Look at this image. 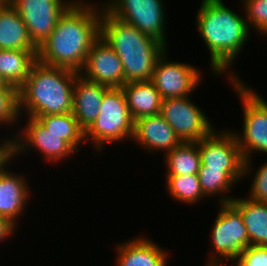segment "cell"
<instances>
[{
  "label": "cell",
  "mask_w": 267,
  "mask_h": 266,
  "mask_svg": "<svg viewBox=\"0 0 267 266\" xmlns=\"http://www.w3.org/2000/svg\"><path fill=\"white\" fill-rule=\"evenodd\" d=\"M75 1L59 17L53 32L38 48L37 60L80 73L90 48L101 37L100 10L103 8L98 10L90 3Z\"/></svg>",
  "instance_id": "6da1fadb"
},
{
  "label": "cell",
  "mask_w": 267,
  "mask_h": 266,
  "mask_svg": "<svg viewBox=\"0 0 267 266\" xmlns=\"http://www.w3.org/2000/svg\"><path fill=\"white\" fill-rule=\"evenodd\" d=\"M222 0H203L196 25L210 51L212 71L226 72L241 52L250 33L247 20L226 7Z\"/></svg>",
  "instance_id": "7a4b0ae2"
},
{
  "label": "cell",
  "mask_w": 267,
  "mask_h": 266,
  "mask_svg": "<svg viewBox=\"0 0 267 266\" xmlns=\"http://www.w3.org/2000/svg\"><path fill=\"white\" fill-rule=\"evenodd\" d=\"M101 38L122 62L124 84L150 81L158 58L166 46L131 24L112 16L103 6Z\"/></svg>",
  "instance_id": "3957f363"
},
{
  "label": "cell",
  "mask_w": 267,
  "mask_h": 266,
  "mask_svg": "<svg viewBox=\"0 0 267 266\" xmlns=\"http://www.w3.org/2000/svg\"><path fill=\"white\" fill-rule=\"evenodd\" d=\"M79 72L36 61L18 88L19 113L35 118L73 112V91Z\"/></svg>",
  "instance_id": "277c9868"
},
{
  "label": "cell",
  "mask_w": 267,
  "mask_h": 266,
  "mask_svg": "<svg viewBox=\"0 0 267 266\" xmlns=\"http://www.w3.org/2000/svg\"><path fill=\"white\" fill-rule=\"evenodd\" d=\"M96 120L84 131V138L92 140L97 150L106 142L133 138L134 124L126 96L121 87L109 88L101 103Z\"/></svg>",
  "instance_id": "5b68a950"
},
{
  "label": "cell",
  "mask_w": 267,
  "mask_h": 266,
  "mask_svg": "<svg viewBox=\"0 0 267 266\" xmlns=\"http://www.w3.org/2000/svg\"><path fill=\"white\" fill-rule=\"evenodd\" d=\"M230 79L244 106L243 135L234 134L245 160L244 176H246L251 171V151L267 154V102L260 95L250 90L247 85L245 86L244 82H240L235 74H232Z\"/></svg>",
  "instance_id": "8992f818"
},
{
  "label": "cell",
  "mask_w": 267,
  "mask_h": 266,
  "mask_svg": "<svg viewBox=\"0 0 267 266\" xmlns=\"http://www.w3.org/2000/svg\"><path fill=\"white\" fill-rule=\"evenodd\" d=\"M212 228L211 242L216 256L211 255L212 259L207 266H224L221 263L224 258L236 261L249 246V236L242 215L231 202L220 203V211Z\"/></svg>",
  "instance_id": "52a82bcc"
},
{
  "label": "cell",
  "mask_w": 267,
  "mask_h": 266,
  "mask_svg": "<svg viewBox=\"0 0 267 266\" xmlns=\"http://www.w3.org/2000/svg\"><path fill=\"white\" fill-rule=\"evenodd\" d=\"M103 6L112 16L167 45L165 10L161 0H110Z\"/></svg>",
  "instance_id": "ba28073f"
},
{
  "label": "cell",
  "mask_w": 267,
  "mask_h": 266,
  "mask_svg": "<svg viewBox=\"0 0 267 266\" xmlns=\"http://www.w3.org/2000/svg\"><path fill=\"white\" fill-rule=\"evenodd\" d=\"M160 114L182 142H198L214 131L208 117L188 96L162 100Z\"/></svg>",
  "instance_id": "9c48e42d"
},
{
  "label": "cell",
  "mask_w": 267,
  "mask_h": 266,
  "mask_svg": "<svg viewBox=\"0 0 267 266\" xmlns=\"http://www.w3.org/2000/svg\"><path fill=\"white\" fill-rule=\"evenodd\" d=\"M20 14L33 44L39 48L53 32L59 17L73 1L63 0H10Z\"/></svg>",
  "instance_id": "30bf717a"
},
{
  "label": "cell",
  "mask_w": 267,
  "mask_h": 266,
  "mask_svg": "<svg viewBox=\"0 0 267 266\" xmlns=\"http://www.w3.org/2000/svg\"><path fill=\"white\" fill-rule=\"evenodd\" d=\"M28 119L26 128L19 137L15 135L16 138L6 139L12 158L28 147L35 148L43 153L45 159L54 162L62 161L64 157L75 153L76 150L61 139L60 135L47 131L36 118L28 117Z\"/></svg>",
  "instance_id": "8fae6325"
},
{
  "label": "cell",
  "mask_w": 267,
  "mask_h": 266,
  "mask_svg": "<svg viewBox=\"0 0 267 266\" xmlns=\"http://www.w3.org/2000/svg\"><path fill=\"white\" fill-rule=\"evenodd\" d=\"M166 61L165 50L156 62L150 81L163 100L189 96L199 84L200 72L190 64Z\"/></svg>",
  "instance_id": "7c38bea8"
},
{
  "label": "cell",
  "mask_w": 267,
  "mask_h": 266,
  "mask_svg": "<svg viewBox=\"0 0 267 266\" xmlns=\"http://www.w3.org/2000/svg\"><path fill=\"white\" fill-rule=\"evenodd\" d=\"M230 132L221 134L214 130L197 142L201 158L200 169L244 171V157L235 134Z\"/></svg>",
  "instance_id": "4fadbf2b"
},
{
  "label": "cell",
  "mask_w": 267,
  "mask_h": 266,
  "mask_svg": "<svg viewBox=\"0 0 267 266\" xmlns=\"http://www.w3.org/2000/svg\"><path fill=\"white\" fill-rule=\"evenodd\" d=\"M82 70L80 75L87 80L110 88L124 85L122 62L115 51L101 37L90 48Z\"/></svg>",
  "instance_id": "5bb4252c"
},
{
  "label": "cell",
  "mask_w": 267,
  "mask_h": 266,
  "mask_svg": "<svg viewBox=\"0 0 267 266\" xmlns=\"http://www.w3.org/2000/svg\"><path fill=\"white\" fill-rule=\"evenodd\" d=\"M132 140L147 150L172 151L182 141L161 114L144 116L135 121Z\"/></svg>",
  "instance_id": "9a60e30c"
},
{
  "label": "cell",
  "mask_w": 267,
  "mask_h": 266,
  "mask_svg": "<svg viewBox=\"0 0 267 266\" xmlns=\"http://www.w3.org/2000/svg\"><path fill=\"white\" fill-rule=\"evenodd\" d=\"M110 87L77 75L73 91V115L85 131L100 113L105 92Z\"/></svg>",
  "instance_id": "2e32d148"
},
{
  "label": "cell",
  "mask_w": 267,
  "mask_h": 266,
  "mask_svg": "<svg viewBox=\"0 0 267 266\" xmlns=\"http://www.w3.org/2000/svg\"><path fill=\"white\" fill-rule=\"evenodd\" d=\"M8 161L0 167V216L8 218L16 225V219L22 214L29 199L28 184L25 179L5 170Z\"/></svg>",
  "instance_id": "e0dca14e"
},
{
  "label": "cell",
  "mask_w": 267,
  "mask_h": 266,
  "mask_svg": "<svg viewBox=\"0 0 267 266\" xmlns=\"http://www.w3.org/2000/svg\"><path fill=\"white\" fill-rule=\"evenodd\" d=\"M117 254V266H166L168 258L164 249L143 237L120 244Z\"/></svg>",
  "instance_id": "ac0fdd59"
},
{
  "label": "cell",
  "mask_w": 267,
  "mask_h": 266,
  "mask_svg": "<svg viewBox=\"0 0 267 266\" xmlns=\"http://www.w3.org/2000/svg\"><path fill=\"white\" fill-rule=\"evenodd\" d=\"M229 202L242 215L249 236V246H267V203L229 196L221 200V203Z\"/></svg>",
  "instance_id": "d6986e66"
},
{
  "label": "cell",
  "mask_w": 267,
  "mask_h": 266,
  "mask_svg": "<svg viewBox=\"0 0 267 266\" xmlns=\"http://www.w3.org/2000/svg\"><path fill=\"white\" fill-rule=\"evenodd\" d=\"M0 49L38 50L20 14L10 3H0Z\"/></svg>",
  "instance_id": "ffe728a7"
},
{
  "label": "cell",
  "mask_w": 267,
  "mask_h": 266,
  "mask_svg": "<svg viewBox=\"0 0 267 266\" xmlns=\"http://www.w3.org/2000/svg\"><path fill=\"white\" fill-rule=\"evenodd\" d=\"M121 88L134 121L160 114L163 99L151 81L129 82Z\"/></svg>",
  "instance_id": "44dd1931"
},
{
  "label": "cell",
  "mask_w": 267,
  "mask_h": 266,
  "mask_svg": "<svg viewBox=\"0 0 267 266\" xmlns=\"http://www.w3.org/2000/svg\"><path fill=\"white\" fill-rule=\"evenodd\" d=\"M38 50L0 49V76L19 88L28 78L33 64L37 61Z\"/></svg>",
  "instance_id": "7402d4cb"
},
{
  "label": "cell",
  "mask_w": 267,
  "mask_h": 266,
  "mask_svg": "<svg viewBox=\"0 0 267 266\" xmlns=\"http://www.w3.org/2000/svg\"><path fill=\"white\" fill-rule=\"evenodd\" d=\"M166 154V175L198 174L201 166L200 152L197 142H182Z\"/></svg>",
  "instance_id": "603a6c76"
},
{
  "label": "cell",
  "mask_w": 267,
  "mask_h": 266,
  "mask_svg": "<svg viewBox=\"0 0 267 266\" xmlns=\"http://www.w3.org/2000/svg\"><path fill=\"white\" fill-rule=\"evenodd\" d=\"M44 128L61 139L67 141L76 151L79 150V144L85 140L84 130L79 126L73 113L53 114L35 117Z\"/></svg>",
  "instance_id": "cb8c5ba5"
},
{
  "label": "cell",
  "mask_w": 267,
  "mask_h": 266,
  "mask_svg": "<svg viewBox=\"0 0 267 266\" xmlns=\"http://www.w3.org/2000/svg\"><path fill=\"white\" fill-rule=\"evenodd\" d=\"M244 171H221V169H199L198 177L204 196L227 193L232 184L241 180ZM226 191V192H225Z\"/></svg>",
  "instance_id": "d4e9b609"
},
{
  "label": "cell",
  "mask_w": 267,
  "mask_h": 266,
  "mask_svg": "<svg viewBox=\"0 0 267 266\" xmlns=\"http://www.w3.org/2000/svg\"><path fill=\"white\" fill-rule=\"evenodd\" d=\"M167 191L176 201L187 204L199 202L205 198L198 174L193 175H166Z\"/></svg>",
  "instance_id": "484cf974"
},
{
  "label": "cell",
  "mask_w": 267,
  "mask_h": 266,
  "mask_svg": "<svg viewBox=\"0 0 267 266\" xmlns=\"http://www.w3.org/2000/svg\"><path fill=\"white\" fill-rule=\"evenodd\" d=\"M19 116L18 88L14 85L0 86V124L16 123Z\"/></svg>",
  "instance_id": "4316f807"
},
{
  "label": "cell",
  "mask_w": 267,
  "mask_h": 266,
  "mask_svg": "<svg viewBox=\"0 0 267 266\" xmlns=\"http://www.w3.org/2000/svg\"><path fill=\"white\" fill-rule=\"evenodd\" d=\"M243 3L245 8L244 12H246V20L249 28L253 26L260 34L266 36L267 0H244Z\"/></svg>",
  "instance_id": "83f0119b"
},
{
  "label": "cell",
  "mask_w": 267,
  "mask_h": 266,
  "mask_svg": "<svg viewBox=\"0 0 267 266\" xmlns=\"http://www.w3.org/2000/svg\"><path fill=\"white\" fill-rule=\"evenodd\" d=\"M236 263V266H267V246H248Z\"/></svg>",
  "instance_id": "f1b7e54d"
},
{
  "label": "cell",
  "mask_w": 267,
  "mask_h": 266,
  "mask_svg": "<svg viewBox=\"0 0 267 266\" xmlns=\"http://www.w3.org/2000/svg\"><path fill=\"white\" fill-rule=\"evenodd\" d=\"M249 199L267 203V163L259 167L254 175Z\"/></svg>",
  "instance_id": "f546056e"
},
{
  "label": "cell",
  "mask_w": 267,
  "mask_h": 266,
  "mask_svg": "<svg viewBox=\"0 0 267 266\" xmlns=\"http://www.w3.org/2000/svg\"><path fill=\"white\" fill-rule=\"evenodd\" d=\"M15 227L17 226L8 218L0 216V241L14 233Z\"/></svg>",
  "instance_id": "4dcf8cb0"
},
{
  "label": "cell",
  "mask_w": 267,
  "mask_h": 266,
  "mask_svg": "<svg viewBox=\"0 0 267 266\" xmlns=\"http://www.w3.org/2000/svg\"><path fill=\"white\" fill-rule=\"evenodd\" d=\"M3 144H0V167L5 164L7 161L10 162L11 159H14L11 157L10 148L8 143L4 140L2 142Z\"/></svg>",
  "instance_id": "1f68e13d"
},
{
  "label": "cell",
  "mask_w": 267,
  "mask_h": 266,
  "mask_svg": "<svg viewBox=\"0 0 267 266\" xmlns=\"http://www.w3.org/2000/svg\"><path fill=\"white\" fill-rule=\"evenodd\" d=\"M2 85H11V84L6 83V82L2 79V77L0 76V86H2Z\"/></svg>",
  "instance_id": "d6a6232c"
},
{
  "label": "cell",
  "mask_w": 267,
  "mask_h": 266,
  "mask_svg": "<svg viewBox=\"0 0 267 266\" xmlns=\"http://www.w3.org/2000/svg\"><path fill=\"white\" fill-rule=\"evenodd\" d=\"M10 0H0V3H9Z\"/></svg>",
  "instance_id": "836d02e7"
}]
</instances>
